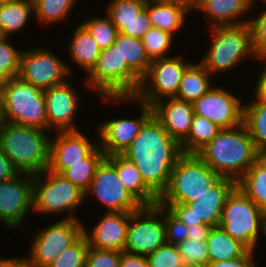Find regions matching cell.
Masks as SVG:
<instances>
[{"label": "cell", "mask_w": 266, "mask_h": 267, "mask_svg": "<svg viewBox=\"0 0 266 267\" xmlns=\"http://www.w3.org/2000/svg\"><path fill=\"white\" fill-rule=\"evenodd\" d=\"M182 154L181 144L152 114L121 155L136 165L145 184L160 198Z\"/></svg>", "instance_id": "1"}, {"label": "cell", "mask_w": 266, "mask_h": 267, "mask_svg": "<svg viewBox=\"0 0 266 267\" xmlns=\"http://www.w3.org/2000/svg\"><path fill=\"white\" fill-rule=\"evenodd\" d=\"M197 155L214 172L237 182L261 154L242 123L221 129Z\"/></svg>", "instance_id": "2"}, {"label": "cell", "mask_w": 266, "mask_h": 267, "mask_svg": "<svg viewBox=\"0 0 266 267\" xmlns=\"http://www.w3.org/2000/svg\"><path fill=\"white\" fill-rule=\"evenodd\" d=\"M49 134L37 127L4 121L0 125V148L20 172L35 175L48 169Z\"/></svg>", "instance_id": "3"}, {"label": "cell", "mask_w": 266, "mask_h": 267, "mask_svg": "<svg viewBox=\"0 0 266 267\" xmlns=\"http://www.w3.org/2000/svg\"><path fill=\"white\" fill-rule=\"evenodd\" d=\"M209 30L212 43H210L206 55H203L199 62L212 75L232 71L246 58L253 57L256 60L252 49L249 23L235 26H215Z\"/></svg>", "instance_id": "4"}, {"label": "cell", "mask_w": 266, "mask_h": 267, "mask_svg": "<svg viewBox=\"0 0 266 267\" xmlns=\"http://www.w3.org/2000/svg\"><path fill=\"white\" fill-rule=\"evenodd\" d=\"M85 86L102 97H134L141 78L122 62L119 49L112 44L101 50L96 64L86 74Z\"/></svg>", "instance_id": "5"}, {"label": "cell", "mask_w": 266, "mask_h": 267, "mask_svg": "<svg viewBox=\"0 0 266 267\" xmlns=\"http://www.w3.org/2000/svg\"><path fill=\"white\" fill-rule=\"evenodd\" d=\"M85 198V191L62 174L47 169L33 175L32 212L52 215L68 212L63 219H78L75 213Z\"/></svg>", "instance_id": "6"}, {"label": "cell", "mask_w": 266, "mask_h": 267, "mask_svg": "<svg viewBox=\"0 0 266 267\" xmlns=\"http://www.w3.org/2000/svg\"><path fill=\"white\" fill-rule=\"evenodd\" d=\"M221 178L197 154L183 153L172 169L168 188L158 204H187Z\"/></svg>", "instance_id": "7"}, {"label": "cell", "mask_w": 266, "mask_h": 267, "mask_svg": "<svg viewBox=\"0 0 266 267\" xmlns=\"http://www.w3.org/2000/svg\"><path fill=\"white\" fill-rule=\"evenodd\" d=\"M218 226L249 250L255 251L259 233L266 238V211L236 187L226 199Z\"/></svg>", "instance_id": "8"}, {"label": "cell", "mask_w": 266, "mask_h": 267, "mask_svg": "<svg viewBox=\"0 0 266 267\" xmlns=\"http://www.w3.org/2000/svg\"><path fill=\"white\" fill-rule=\"evenodd\" d=\"M4 121L48 131L44 90L12 77L2 88Z\"/></svg>", "instance_id": "9"}, {"label": "cell", "mask_w": 266, "mask_h": 267, "mask_svg": "<svg viewBox=\"0 0 266 267\" xmlns=\"http://www.w3.org/2000/svg\"><path fill=\"white\" fill-rule=\"evenodd\" d=\"M237 187V182L222 177L214 186L206 189L187 204H160L167 208L182 223L195 227L207 224L218 226L227 197Z\"/></svg>", "instance_id": "10"}, {"label": "cell", "mask_w": 266, "mask_h": 267, "mask_svg": "<svg viewBox=\"0 0 266 267\" xmlns=\"http://www.w3.org/2000/svg\"><path fill=\"white\" fill-rule=\"evenodd\" d=\"M191 64L182 55L153 60L134 96L152 106L159 100L176 97L185 69Z\"/></svg>", "instance_id": "11"}, {"label": "cell", "mask_w": 266, "mask_h": 267, "mask_svg": "<svg viewBox=\"0 0 266 267\" xmlns=\"http://www.w3.org/2000/svg\"><path fill=\"white\" fill-rule=\"evenodd\" d=\"M81 219H63L53 222L34 236L30 256L25 258L28 267H48L83 232Z\"/></svg>", "instance_id": "12"}, {"label": "cell", "mask_w": 266, "mask_h": 267, "mask_svg": "<svg viewBox=\"0 0 266 267\" xmlns=\"http://www.w3.org/2000/svg\"><path fill=\"white\" fill-rule=\"evenodd\" d=\"M166 243L164 207L142 206L133 212L128 225L124 251L148 256Z\"/></svg>", "instance_id": "13"}, {"label": "cell", "mask_w": 266, "mask_h": 267, "mask_svg": "<svg viewBox=\"0 0 266 267\" xmlns=\"http://www.w3.org/2000/svg\"><path fill=\"white\" fill-rule=\"evenodd\" d=\"M40 48L22 50L18 76L42 90L70 80L73 68L50 51L52 49Z\"/></svg>", "instance_id": "14"}, {"label": "cell", "mask_w": 266, "mask_h": 267, "mask_svg": "<svg viewBox=\"0 0 266 267\" xmlns=\"http://www.w3.org/2000/svg\"><path fill=\"white\" fill-rule=\"evenodd\" d=\"M102 101L114 103L139 102L140 116L137 118H117L103 122L99 125L96 142L105 153L106 157L114 154H122L139 134L144 122L153 114L152 106L137 101L134 97H102ZM141 103V104H140Z\"/></svg>", "instance_id": "15"}, {"label": "cell", "mask_w": 266, "mask_h": 267, "mask_svg": "<svg viewBox=\"0 0 266 267\" xmlns=\"http://www.w3.org/2000/svg\"><path fill=\"white\" fill-rule=\"evenodd\" d=\"M85 195H94L106 207V212H136L142 207L127 191L115 166L106 157L97 167Z\"/></svg>", "instance_id": "16"}, {"label": "cell", "mask_w": 266, "mask_h": 267, "mask_svg": "<svg viewBox=\"0 0 266 267\" xmlns=\"http://www.w3.org/2000/svg\"><path fill=\"white\" fill-rule=\"evenodd\" d=\"M33 208V175L20 172L0 182V221L9 229L22 228Z\"/></svg>", "instance_id": "17"}, {"label": "cell", "mask_w": 266, "mask_h": 267, "mask_svg": "<svg viewBox=\"0 0 266 267\" xmlns=\"http://www.w3.org/2000/svg\"><path fill=\"white\" fill-rule=\"evenodd\" d=\"M240 99L226 88L213 85L192 103L194 114L207 118L221 129L239 126L243 123L244 106Z\"/></svg>", "instance_id": "18"}, {"label": "cell", "mask_w": 266, "mask_h": 267, "mask_svg": "<svg viewBox=\"0 0 266 267\" xmlns=\"http://www.w3.org/2000/svg\"><path fill=\"white\" fill-rule=\"evenodd\" d=\"M79 95L69 80L44 90L48 131H75V117L78 114Z\"/></svg>", "instance_id": "19"}, {"label": "cell", "mask_w": 266, "mask_h": 267, "mask_svg": "<svg viewBox=\"0 0 266 267\" xmlns=\"http://www.w3.org/2000/svg\"><path fill=\"white\" fill-rule=\"evenodd\" d=\"M50 139L48 170L62 174L73 164L82 162L98 146L79 130L59 131Z\"/></svg>", "instance_id": "20"}, {"label": "cell", "mask_w": 266, "mask_h": 267, "mask_svg": "<svg viewBox=\"0 0 266 267\" xmlns=\"http://www.w3.org/2000/svg\"><path fill=\"white\" fill-rule=\"evenodd\" d=\"M132 213L105 212L104 216L98 220L91 231H88L87 227L83 224L82 232L87 239L89 247L124 251Z\"/></svg>", "instance_id": "21"}, {"label": "cell", "mask_w": 266, "mask_h": 267, "mask_svg": "<svg viewBox=\"0 0 266 267\" xmlns=\"http://www.w3.org/2000/svg\"><path fill=\"white\" fill-rule=\"evenodd\" d=\"M165 99L152 105L153 114L169 135L181 144L189 135L194 116L193 105L176 97Z\"/></svg>", "instance_id": "22"}, {"label": "cell", "mask_w": 266, "mask_h": 267, "mask_svg": "<svg viewBox=\"0 0 266 267\" xmlns=\"http://www.w3.org/2000/svg\"><path fill=\"white\" fill-rule=\"evenodd\" d=\"M199 10L210 22V28L243 25L250 21L242 19L252 10V0H201Z\"/></svg>", "instance_id": "23"}, {"label": "cell", "mask_w": 266, "mask_h": 267, "mask_svg": "<svg viewBox=\"0 0 266 267\" xmlns=\"http://www.w3.org/2000/svg\"><path fill=\"white\" fill-rule=\"evenodd\" d=\"M116 168L118 177L127 191L141 206H154L159 197L145 184L136 165L121 154L106 157Z\"/></svg>", "instance_id": "24"}, {"label": "cell", "mask_w": 266, "mask_h": 267, "mask_svg": "<svg viewBox=\"0 0 266 267\" xmlns=\"http://www.w3.org/2000/svg\"><path fill=\"white\" fill-rule=\"evenodd\" d=\"M75 29L68 44V55L75 65L77 64L80 69L82 68L88 74L96 64L101 49L90 32L81 23Z\"/></svg>", "instance_id": "25"}, {"label": "cell", "mask_w": 266, "mask_h": 267, "mask_svg": "<svg viewBox=\"0 0 266 267\" xmlns=\"http://www.w3.org/2000/svg\"><path fill=\"white\" fill-rule=\"evenodd\" d=\"M213 77L201 63H191L183 73L176 98L193 103L212 88Z\"/></svg>", "instance_id": "26"}, {"label": "cell", "mask_w": 266, "mask_h": 267, "mask_svg": "<svg viewBox=\"0 0 266 267\" xmlns=\"http://www.w3.org/2000/svg\"><path fill=\"white\" fill-rule=\"evenodd\" d=\"M34 14L33 0H13L0 5V35L15 36L23 31Z\"/></svg>", "instance_id": "27"}, {"label": "cell", "mask_w": 266, "mask_h": 267, "mask_svg": "<svg viewBox=\"0 0 266 267\" xmlns=\"http://www.w3.org/2000/svg\"><path fill=\"white\" fill-rule=\"evenodd\" d=\"M237 187L257 206L266 211V154H261L255 163L237 181Z\"/></svg>", "instance_id": "28"}, {"label": "cell", "mask_w": 266, "mask_h": 267, "mask_svg": "<svg viewBox=\"0 0 266 267\" xmlns=\"http://www.w3.org/2000/svg\"><path fill=\"white\" fill-rule=\"evenodd\" d=\"M206 243L209 263L241 257L248 250L245 245L232 238L220 226L212 227Z\"/></svg>", "instance_id": "29"}, {"label": "cell", "mask_w": 266, "mask_h": 267, "mask_svg": "<svg viewBox=\"0 0 266 267\" xmlns=\"http://www.w3.org/2000/svg\"><path fill=\"white\" fill-rule=\"evenodd\" d=\"M145 8L152 27L168 32L173 36L184 27L187 12L182 8L170 4L147 0Z\"/></svg>", "instance_id": "30"}, {"label": "cell", "mask_w": 266, "mask_h": 267, "mask_svg": "<svg viewBox=\"0 0 266 267\" xmlns=\"http://www.w3.org/2000/svg\"><path fill=\"white\" fill-rule=\"evenodd\" d=\"M252 103L243 106V124L260 154H266V104L255 94Z\"/></svg>", "instance_id": "31"}, {"label": "cell", "mask_w": 266, "mask_h": 267, "mask_svg": "<svg viewBox=\"0 0 266 267\" xmlns=\"http://www.w3.org/2000/svg\"><path fill=\"white\" fill-rule=\"evenodd\" d=\"M113 44L119 49L122 62H127V65L142 78L152 62L147 56L142 40L118 33Z\"/></svg>", "instance_id": "32"}, {"label": "cell", "mask_w": 266, "mask_h": 267, "mask_svg": "<svg viewBox=\"0 0 266 267\" xmlns=\"http://www.w3.org/2000/svg\"><path fill=\"white\" fill-rule=\"evenodd\" d=\"M220 130L221 128L218 125L207 118L194 114L189 135L181 143L182 152L185 154H197Z\"/></svg>", "instance_id": "33"}, {"label": "cell", "mask_w": 266, "mask_h": 267, "mask_svg": "<svg viewBox=\"0 0 266 267\" xmlns=\"http://www.w3.org/2000/svg\"><path fill=\"white\" fill-rule=\"evenodd\" d=\"M105 157V153L98 146L88 157L82 159V162L73 164L62 175L86 192L95 176L97 167Z\"/></svg>", "instance_id": "34"}, {"label": "cell", "mask_w": 266, "mask_h": 267, "mask_svg": "<svg viewBox=\"0 0 266 267\" xmlns=\"http://www.w3.org/2000/svg\"><path fill=\"white\" fill-rule=\"evenodd\" d=\"M77 0H33L34 15L38 22L47 25L62 22L75 7Z\"/></svg>", "instance_id": "35"}, {"label": "cell", "mask_w": 266, "mask_h": 267, "mask_svg": "<svg viewBox=\"0 0 266 267\" xmlns=\"http://www.w3.org/2000/svg\"><path fill=\"white\" fill-rule=\"evenodd\" d=\"M147 0H111L105 7L116 28L120 30L124 23L132 22L145 8Z\"/></svg>", "instance_id": "36"}, {"label": "cell", "mask_w": 266, "mask_h": 267, "mask_svg": "<svg viewBox=\"0 0 266 267\" xmlns=\"http://www.w3.org/2000/svg\"><path fill=\"white\" fill-rule=\"evenodd\" d=\"M81 24L90 32L101 50L111 46L119 33V30L107 14L101 17H93L90 20L83 21Z\"/></svg>", "instance_id": "37"}, {"label": "cell", "mask_w": 266, "mask_h": 267, "mask_svg": "<svg viewBox=\"0 0 266 267\" xmlns=\"http://www.w3.org/2000/svg\"><path fill=\"white\" fill-rule=\"evenodd\" d=\"M174 36L158 28L151 27L142 37L147 56L151 61L170 57L167 53L172 48ZM167 54V55H166Z\"/></svg>", "instance_id": "38"}, {"label": "cell", "mask_w": 266, "mask_h": 267, "mask_svg": "<svg viewBox=\"0 0 266 267\" xmlns=\"http://www.w3.org/2000/svg\"><path fill=\"white\" fill-rule=\"evenodd\" d=\"M185 267H207L208 248L206 240L187 238L177 245Z\"/></svg>", "instance_id": "39"}, {"label": "cell", "mask_w": 266, "mask_h": 267, "mask_svg": "<svg viewBox=\"0 0 266 267\" xmlns=\"http://www.w3.org/2000/svg\"><path fill=\"white\" fill-rule=\"evenodd\" d=\"M88 248L87 239L82 233L48 267H85Z\"/></svg>", "instance_id": "40"}, {"label": "cell", "mask_w": 266, "mask_h": 267, "mask_svg": "<svg viewBox=\"0 0 266 267\" xmlns=\"http://www.w3.org/2000/svg\"><path fill=\"white\" fill-rule=\"evenodd\" d=\"M8 36L0 35V68L10 77H17L20 71L22 50L16 49Z\"/></svg>", "instance_id": "41"}, {"label": "cell", "mask_w": 266, "mask_h": 267, "mask_svg": "<svg viewBox=\"0 0 266 267\" xmlns=\"http://www.w3.org/2000/svg\"><path fill=\"white\" fill-rule=\"evenodd\" d=\"M250 19L252 49L256 60H266V7Z\"/></svg>", "instance_id": "42"}, {"label": "cell", "mask_w": 266, "mask_h": 267, "mask_svg": "<svg viewBox=\"0 0 266 267\" xmlns=\"http://www.w3.org/2000/svg\"><path fill=\"white\" fill-rule=\"evenodd\" d=\"M149 267H185L176 245L165 243L146 256Z\"/></svg>", "instance_id": "43"}, {"label": "cell", "mask_w": 266, "mask_h": 267, "mask_svg": "<svg viewBox=\"0 0 266 267\" xmlns=\"http://www.w3.org/2000/svg\"><path fill=\"white\" fill-rule=\"evenodd\" d=\"M122 251L89 247L85 267H119Z\"/></svg>", "instance_id": "44"}, {"label": "cell", "mask_w": 266, "mask_h": 267, "mask_svg": "<svg viewBox=\"0 0 266 267\" xmlns=\"http://www.w3.org/2000/svg\"><path fill=\"white\" fill-rule=\"evenodd\" d=\"M166 243L178 245L188 237L187 225L182 223L167 208H164Z\"/></svg>", "instance_id": "45"}, {"label": "cell", "mask_w": 266, "mask_h": 267, "mask_svg": "<svg viewBox=\"0 0 266 267\" xmlns=\"http://www.w3.org/2000/svg\"><path fill=\"white\" fill-rule=\"evenodd\" d=\"M151 27L152 25L148 11L146 8H144L135 20L129 23H124V26L119 30V33L137 39H142V37L150 30Z\"/></svg>", "instance_id": "46"}, {"label": "cell", "mask_w": 266, "mask_h": 267, "mask_svg": "<svg viewBox=\"0 0 266 267\" xmlns=\"http://www.w3.org/2000/svg\"><path fill=\"white\" fill-rule=\"evenodd\" d=\"M254 252L248 249L241 257L209 263L207 267H258L254 262V254H256Z\"/></svg>", "instance_id": "47"}, {"label": "cell", "mask_w": 266, "mask_h": 267, "mask_svg": "<svg viewBox=\"0 0 266 267\" xmlns=\"http://www.w3.org/2000/svg\"><path fill=\"white\" fill-rule=\"evenodd\" d=\"M19 173L20 171L12 164L0 148V182L13 179Z\"/></svg>", "instance_id": "48"}, {"label": "cell", "mask_w": 266, "mask_h": 267, "mask_svg": "<svg viewBox=\"0 0 266 267\" xmlns=\"http://www.w3.org/2000/svg\"><path fill=\"white\" fill-rule=\"evenodd\" d=\"M119 267H149L146 256L122 251Z\"/></svg>", "instance_id": "49"}, {"label": "cell", "mask_w": 266, "mask_h": 267, "mask_svg": "<svg viewBox=\"0 0 266 267\" xmlns=\"http://www.w3.org/2000/svg\"><path fill=\"white\" fill-rule=\"evenodd\" d=\"M160 3L170 4L182 8L187 13L198 10L201 0H154ZM191 10V11H190Z\"/></svg>", "instance_id": "50"}, {"label": "cell", "mask_w": 266, "mask_h": 267, "mask_svg": "<svg viewBox=\"0 0 266 267\" xmlns=\"http://www.w3.org/2000/svg\"><path fill=\"white\" fill-rule=\"evenodd\" d=\"M212 226L207 224L196 225L195 227H189L187 225L188 237L191 239L207 240Z\"/></svg>", "instance_id": "51"}, {"label": "cell", "mask_w": 266, "mask_h": 267, "mask_svg": "<svg viewBox=\"0 0 266 267\" xmlns=\"http://www.w3.org/2000/svg\"><path fill=\"white\" fill-rule=\"evenodd\" d=\"M264 64H266V60H261ZM261 73H259L258 81L256 82V90H254V94L266 104V66L262 67Z\"/></svg>", "instance_id": "52"}, {"label": "cell", "mask_w": 266, "mask_h": 267, "mask_svg": "<svg viewBox=\"0 0 266 267\" xmlns=\"http://www.w3.org/2000/svg\"><path fill=\"white\" fill-rule=\"evenodd\" d=\"M26 265L25 257L0 258V267H24Z\"/></svg>", "instance_id": "53"}, {"label": "cell", "mask_w": 266, "mask_h": 267, "mask_svg": "<svg viewBox=\"0 0 266 267\" xmlns=\"http://www.w3.org/2000/svg\"><path fill=\"white\" fill-rule=\"evenodd\" d=\"M10 77L0 68V90L8 83Z\"/></svg>", "instance_id": "54"}, {"label": "cell", "mask_w": 266, "mask_h": 267, "mask_svg": "<svg viewBox=\"0 0 266 267\" xmlns=\"http://www.w3.org/2000/svg\"><path fill=\"white\" fill-rule=\"evenodd\" d=\"M4 122L3 106H2V90H0V125Z\"/></svg>", "instance_id": "55"}, {"label": "cell", "mask_w": 266, "mask_h": 267, "mask_svg": "<svg viewBox=\"0 0 266 267\" xmlns=\"http://www.w3.org/2000/svg\"><path fill=\"white\" fill-rule=\"evenodd\" d=\"M10 1H13V0H0V5H1V4L8 3V2H10Z\"/></svg>", "instance_id": "56"}, {"label": "cell", "mask_w": 266, "mask_h": 267, "mask_svg": "<svg viewBox=\"0 0 266 267\" xmlns=\"http://www.w3.org/2000/svg\"><path fill=\"white\" fill-rule=\"evenodd\" d=\"M258 1V0H257ZM261 1H263L264 3H266V0H261ZM256 2V0H252V7H254L255 6V3Z\"/></svg>", "instance_id": "57"}]
</instances>
